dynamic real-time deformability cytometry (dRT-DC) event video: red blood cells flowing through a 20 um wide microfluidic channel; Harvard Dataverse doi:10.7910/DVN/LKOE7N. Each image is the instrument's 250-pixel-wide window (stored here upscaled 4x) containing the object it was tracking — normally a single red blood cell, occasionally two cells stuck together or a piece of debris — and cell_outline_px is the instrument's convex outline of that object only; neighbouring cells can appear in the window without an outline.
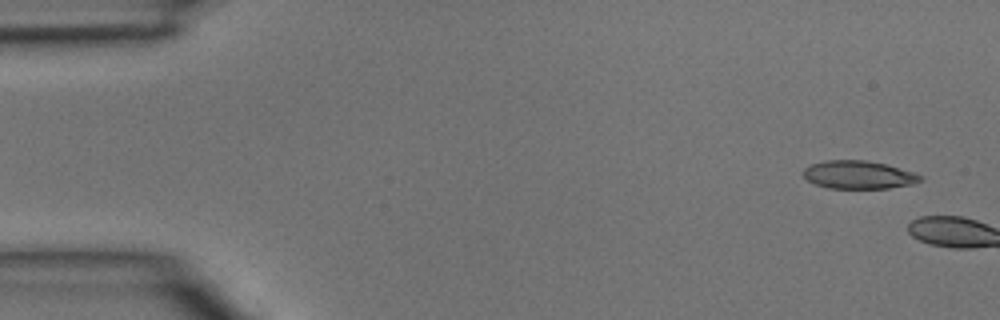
{"species": "common noctule bat (a hibernating species)", "species_latin": "Nyctalus noctula", "temperature_condition": "room temperature", "stored_images_in_passage": 4, "camera_frame_rate_fps": 3000, "um_per_image_px": 0.085, "animal": {"sex": "male", "body_mass_g": 15.6}, "frame": {"image": 1, "passage_image": 2, "time_ms": 0.333, "image_size_px": [1000, 320], "cell_outline_px": [[924, 180], [912, 184], [888, 188], [828, 188], [816, 184], [808, 180], [804, 176], [804, 168], [812, 164], [828, 160], [868, 160], [888, 164], [924, 176]], "centroid_in_image_um": [73.03, 14.85], "position_along_channel_um": 12.0, "area_um2": 19.13}}